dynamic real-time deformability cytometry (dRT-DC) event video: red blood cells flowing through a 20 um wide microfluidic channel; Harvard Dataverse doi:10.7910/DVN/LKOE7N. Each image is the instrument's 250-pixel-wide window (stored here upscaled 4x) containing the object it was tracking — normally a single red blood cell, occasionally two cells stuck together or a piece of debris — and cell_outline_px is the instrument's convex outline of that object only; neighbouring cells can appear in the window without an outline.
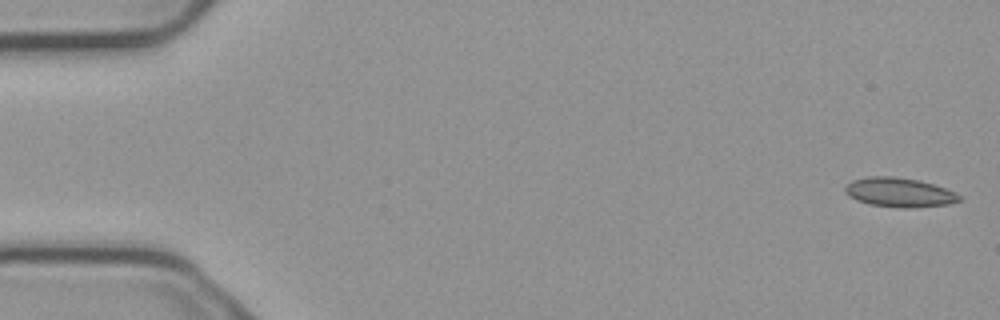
{"species": "common noctule bat (a hibernating species)", "species_latin": "Nyctalus noctula", "temperature_condition": "cold", "stored_images_in_passage": 3, "camera_frame_rate_fps": 3000, "um_per_image_px": 0.085, "animal": {"sex": "male", "body_mass_g": 23.1, "forearm_length_mm": 52.7}, "frame": {"image": 1, "passage_image": 1, "time_ms": 0.0, "image_size_px": [1000, 320], "cell_outline_px": [[964, 200], [948, 204], [916, 208], [904, 208], [868, 204], [856, 200], [848, 196], [844, 192], [844, 188], [852, 180], [868, 176], [892, 176], [916, 180], [932, 184], [956, 192]], "centroid_in_image_um": [76.43, 16.36], "position_along_channel_um": 8.6, "area_um2": 19.59}}